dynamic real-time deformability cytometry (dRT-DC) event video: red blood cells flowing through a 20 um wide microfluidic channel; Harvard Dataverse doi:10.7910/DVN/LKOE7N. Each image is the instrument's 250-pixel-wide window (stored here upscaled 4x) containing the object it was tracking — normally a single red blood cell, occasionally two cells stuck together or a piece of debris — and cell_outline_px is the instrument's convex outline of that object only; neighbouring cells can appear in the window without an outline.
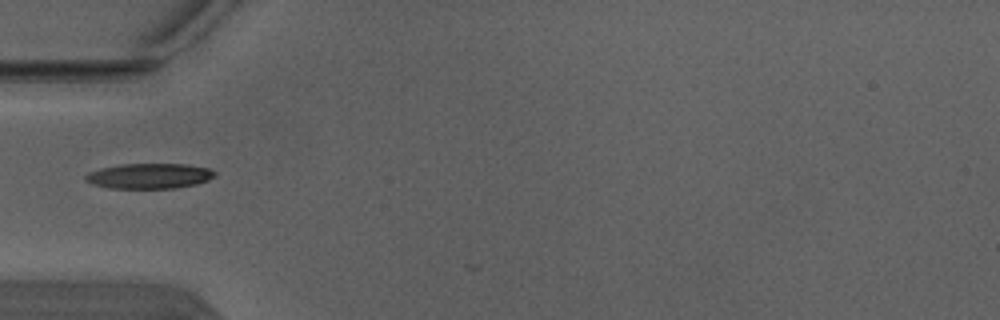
{"species": "Egyptian fruit bat (a non-hibernating species)", "species_latin": "Rousettus aegyptiacus", "temperature_condition": "warm", "stored_images_in_passage": 1, "camera_frame_rate_fps": 3000, "um_per_image_px": 0.085, "animal": {"sex": "male"}, "frame": {"image": 1, "passage_image": 1, "time_ms": 0.0, "image_size_px": [1000, 320], "cell_outline_px": [[216, 176], [208, 180], [196, 184], [176, 188], [112, 188], [92, 184], [84, 180], [84, 176], [88, 172], [100, 168], [120, 164], [184, 164], [208, 168], [216, 172]], "centroid_in_image_um": [12.68, 14.95], "position_along_channel_um": 72.3, "area_um2": 19.07}}